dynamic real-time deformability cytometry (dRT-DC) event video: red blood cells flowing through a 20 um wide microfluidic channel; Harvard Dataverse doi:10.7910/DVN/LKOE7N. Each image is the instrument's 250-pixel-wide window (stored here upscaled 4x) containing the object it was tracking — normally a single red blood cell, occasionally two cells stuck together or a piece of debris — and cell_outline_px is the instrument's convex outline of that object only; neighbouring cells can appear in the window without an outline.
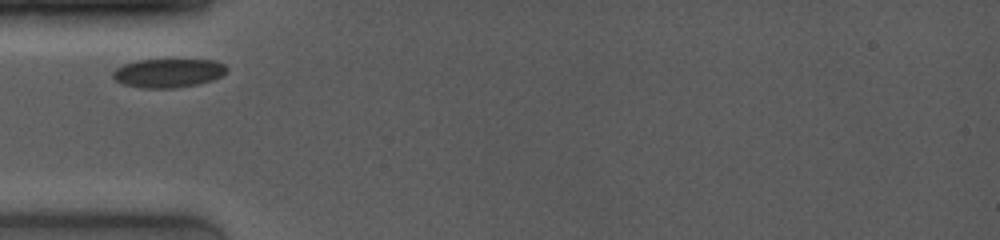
{"species": "common noctule bat (a hibernating species)", "species_latin": "Nyctalus noctula", "temperature_condition": "room temperature", "stored_images_in_passage": 2, "camera_frame_rate_fps": 4000, "um_per_image_px": 0.085, "animal": {"sex": "female", "body_mass_g": 19.0, "forearm_length_mm": 53.3}, "frame": {"image": 1, "passage_image": 1, "time_ms": 0.0, "image_size_px": [1000, 240], "cell_outline_px": [[228, 68], [220, 76], [212, 80], [196, 84], [176, 88], [140, 88], [124, 84], [116, 80], [112, 76], [112, 72], [116, 68], [124, 64], [136, 60], [216, 60], [224, 64]], "centroid_in_image_um": [14.28, 6.2], "position_along_channel_um": 70.7, "area_um2": 19.02}}